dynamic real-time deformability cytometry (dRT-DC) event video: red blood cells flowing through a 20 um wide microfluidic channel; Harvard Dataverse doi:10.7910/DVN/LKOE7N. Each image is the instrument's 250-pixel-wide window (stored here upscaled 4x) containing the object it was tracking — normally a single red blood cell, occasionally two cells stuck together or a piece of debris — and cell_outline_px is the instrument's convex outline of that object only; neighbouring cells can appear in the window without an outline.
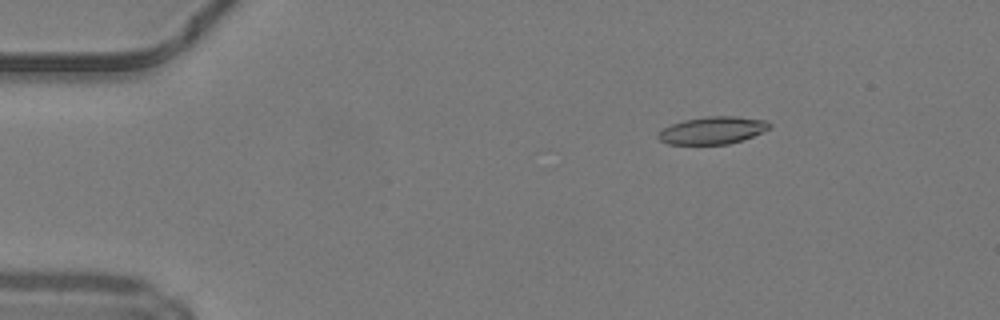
{"species": "common noctule bat (a hibernating species)", "species_latin": "Nyctalus noctula", "temperature_condition": "warm", "stored_images_in_passage": 42, "camera_frame_rate_fps": 3000, "um_per_image_px": 0.085, "animal": {"sex": "male", "body_mass_g": 19.2, "forearm_length_mm": 51.8}, "frame": {"image": 1, "passage_image": 1, "time_ms": 0.0, "image_size_px": [1000, 320], "cell_outline_px": [[772, 124], [768, 128], [744, 140], [728, 144], [668, 144], [660, 140], [656, 136], [664, 128], [672, 124], [684, 120], [708, 116], [736, 116], [768, 120]], "centroid_in_image_um": [60.58, 11.07], "position_along_channel_um": 24.4, "area_um2": 17.69}}
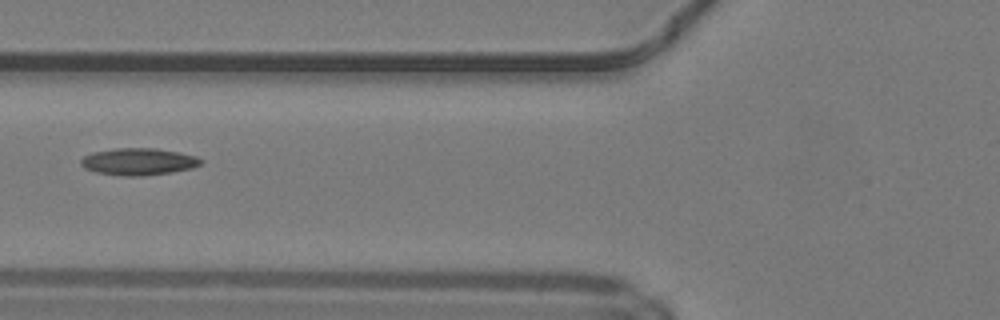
{"frame": {"image": 2, "passage_image": 13, "time_ms": 4.0, "image_size_px": [1000, 320], "cell_outline_px": [[204, 160], [200, 164], [192, 168], [172, 172], [140, 176], [124, 176], [96, 172], [84, 168], [80, 164], [80, 160], [84, 156], [92, 152], [116, 148], [156, 148], [196, 156]], "centroid_in_image_um": [11.75, 13.74], "position_along_channel_um": 114.0, "area_um2": 18.84}}
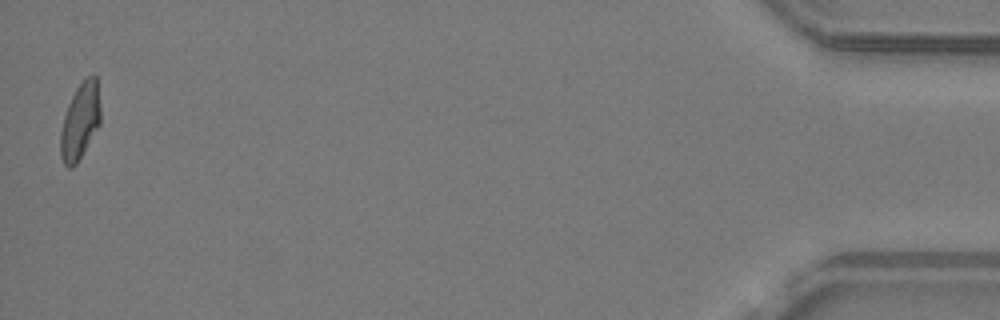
{"frame": {"image": 3, "passage_image": 42, "time_ms": 13.667, "image_size_px": [1000, 320], "cell_outline_px": [[100, 124], [76, 164], [72, 168], [68, 168], [64, 164], [60, 156], [60, 132], [64, 116], [68, 104], [76, 88], [84, 76], [92, 72], [96, 76], [100, 108]], "centroid_in_image_um": [6.8, 10.26], "position_along_channel_um": 428.4, "area_um2": 17.92}, "authors_computed_cell_mechanics": {"area_um2": 17.918, "velocity_mm_per_s": 4.2302, "shape_relaxation_time_tau1_ms": null, "shape_relaxation_time_tau2_ms": 2.2535, "deformation_change_tau1": null, "deformation_change_tau2": 0.0957}}